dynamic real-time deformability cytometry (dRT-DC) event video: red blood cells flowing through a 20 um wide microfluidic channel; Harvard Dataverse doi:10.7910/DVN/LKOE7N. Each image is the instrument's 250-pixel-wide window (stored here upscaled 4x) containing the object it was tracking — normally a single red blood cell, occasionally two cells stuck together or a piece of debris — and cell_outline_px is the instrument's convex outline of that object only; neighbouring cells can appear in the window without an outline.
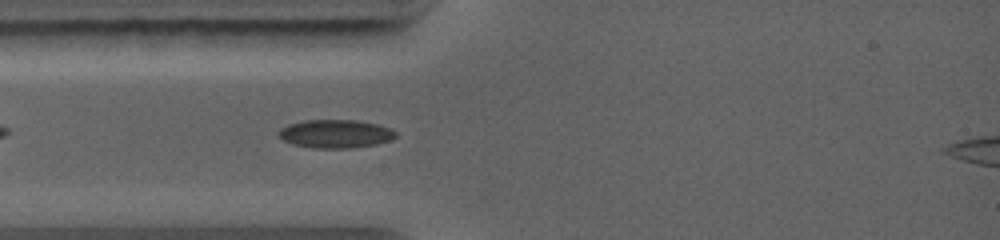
{"species": "common noctule bat (a hibernating species)", "species_latin": "Nyctalus noctula", "temperature_condition": "warm", "stored_images_in_passage": 9, "camera_frame_rate_fps": 5000, "um_per_image_px": 0.085, "animal": {"sex": "female", "body_mass_g": 19.0, "forearm_length_mm": 56.7}, "frame": {"image": 1, "passage_image": 2, "time_ms": 1.0, "image_size_px": [1000, 240], "cell_outline_px": [[396, 136], [392, 140], [376, 144], [352, 148], [312, 148], [292, 144], [284, 140], [276, 132], [280, 128], [288, 124], [304, 120], [356, 120], [376, 124], [392, 128], [396, 132]], "centroid_in_image_um": [28.51, 11.37], "position_along_channel_um": 56.5, "area_um2": 19.48}}
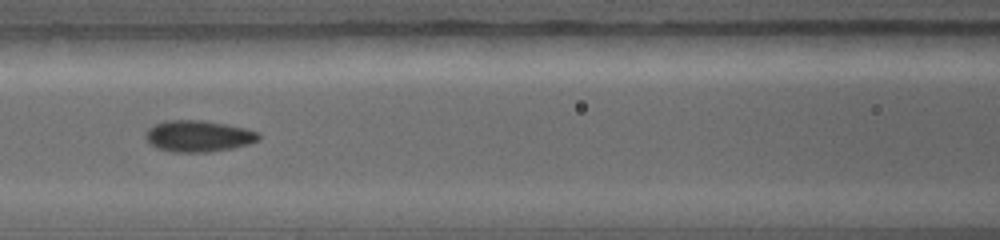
{"frame": {"image": 2, "passage_image": 4, "time_ms": 3.0, "image_size_px": [1000, 240], "cell_outline_px": [[260, 140], [248, 144], [232, 148], [208, 152], [172, 152], [156, 148], [148, 144], [144, 136], [148, 128], [164, 120], [200, 120], [224, 124], [244, 128], [260, 132]], "centroid_in_image_um": [16.83, 11.58], "position_along_channel_um": 149.8, "area_um2": 20.81}}
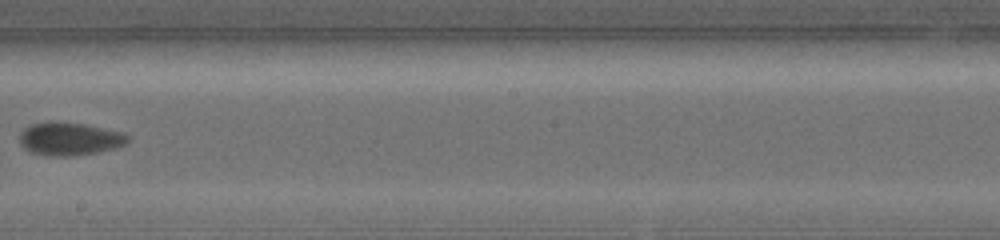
{"frame": {"image": 3, "passage_image": 8, "time_ms": 5.0, "image_size_px": [1000, 240], "cell_outline_px": [[128, 144], [116, 148], [100, 152], [72, 156], [48, 156], [32, 152], [24, 148], [20, 144], [20, 132], [24, 128], [32, 124], [52, 120], [84, 124], [124, 132], [128, 136]], "centroid_in_image_um": [5.93, 11.8], "position_along_channel_um": 242.3, "area_um2": 21.15}}